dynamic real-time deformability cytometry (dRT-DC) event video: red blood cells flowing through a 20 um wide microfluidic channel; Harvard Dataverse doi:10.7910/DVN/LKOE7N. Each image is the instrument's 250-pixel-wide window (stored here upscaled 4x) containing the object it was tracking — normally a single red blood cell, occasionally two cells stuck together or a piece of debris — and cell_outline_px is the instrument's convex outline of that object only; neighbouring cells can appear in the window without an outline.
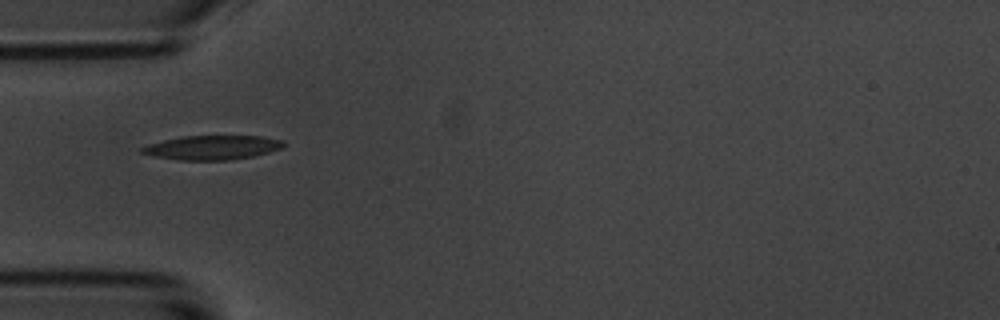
{"species": "common noctule bat (a hibernating species)", "species_latin": "Nyctalus noctula", "temperature_condition": "room temperature", "stored_images_in_passage": 4, "camera_frame_rate_fps": 3000, "um_per_image_px": 0.085, "animal": {"sex": "male", "body_mass_g": 20.1, "forearm_length_mm": 53.5}, "frame": {"image": 1, "passage_image": 1, "time_ms": 0.0, "image_size_px": [1000, 320], "cell_outline_px": [[284, 148], [256, 156], [228, 160], [180, 160], [156, 156], [140, 152], [140, 148], [148, 144], [164, 140], [184, 136], [260, 136], [284, 140]], "centroid_in_image_um": [18.1, 12.54], "position_along_channel_um": 66.9, "area_um2": 20.0}}